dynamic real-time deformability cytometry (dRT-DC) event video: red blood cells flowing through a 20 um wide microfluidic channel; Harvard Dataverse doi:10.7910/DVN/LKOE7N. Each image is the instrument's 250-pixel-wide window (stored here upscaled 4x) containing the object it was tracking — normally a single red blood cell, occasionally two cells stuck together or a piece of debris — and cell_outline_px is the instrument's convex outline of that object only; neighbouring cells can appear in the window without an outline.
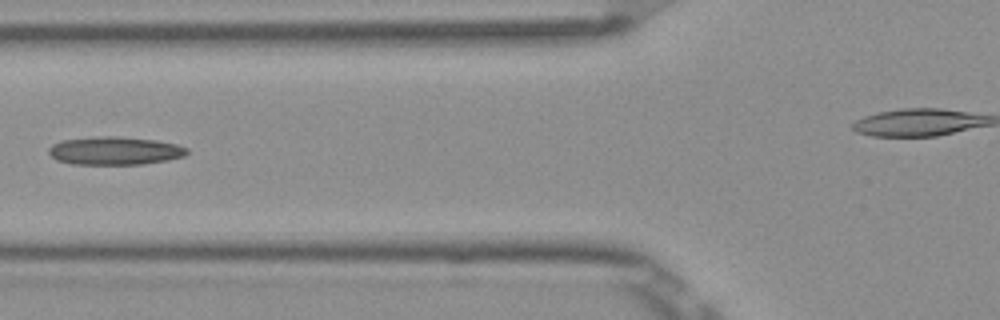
{"species": "Egyptian fruit bat (a non-hibernating species)", "species_latin": "Rousettus aegyptiacus", "temperature_condition": "room temperature", "stored_images_in_passage": 8, "segment_of_instrument_passage": [1, 2], "camera_frame_rate_fps": 3000, "um_per_image_px": 0.085, "frame": {"image": 1, "passage_image": 6, "time_ms": 1.667, "image_size_px": [1000, 320], "cell_outline_px": [[188, 152], [184, 156], [168, 160], [140, 164], [72, 164], [56, 160], [48, 152], [48, 148], [52, 144], [60, 140], [100, 136], [116, 136], [156, 140], [176, 144], [188, 148]], "centroid_in_image_um": [9.74, 12.81], "position_along_channel_um": 116.1, "area_um2": 22.72}}
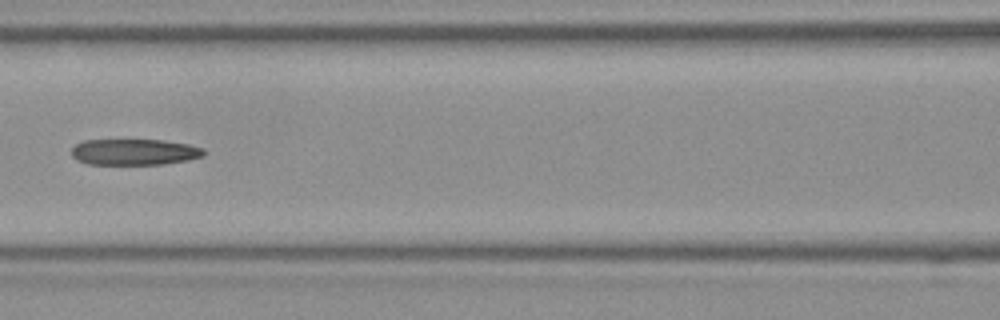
{"frame": {"image": 2, "passage_image": 7, "time_ms": 2.0, "image_size_px": [1000, 320], "cell_outline_px": [[204, 156], [188, 160], [164, 164], [88, 164], [76, 160], [72, 156], [72, 148], [76, 144], [84, 140], [164, 140], [188, 144], [204, 148]], "centroid_in_image_um": [11.43, 12.92], "position_along_channel_um": 155.2, "area_um2": 20.17}}